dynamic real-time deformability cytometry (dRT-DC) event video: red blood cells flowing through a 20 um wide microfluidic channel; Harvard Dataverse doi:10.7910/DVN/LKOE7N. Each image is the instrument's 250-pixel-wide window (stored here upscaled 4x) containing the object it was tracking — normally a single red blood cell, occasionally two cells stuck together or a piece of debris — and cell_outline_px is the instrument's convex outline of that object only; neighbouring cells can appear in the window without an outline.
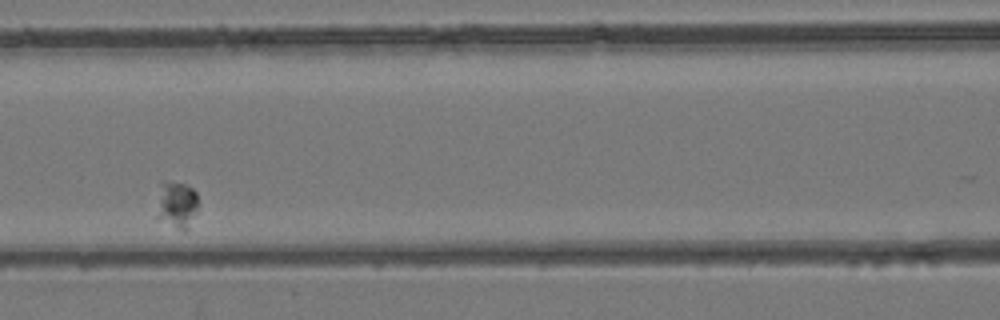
{"species": "common noctule bat (a hibernating species)", "species_latin": "Nyctalus noctula", "temperature_condition": "room temperature", "stored_images_in_passage": 3, "camera_frame_rate_fps": 3000, "um_per_image_px": 0.085, "animal": {"sex": "female", "body_mass_g": 24.6, "forearm_length_mm": 56.2}, "frame": {"image": 1, "passage_image": 3, "time_ms": 2.0, "image_size_px": [1000, 320], "cell_outline_px": [[196, 212], [188, 228], [184, 232], [156, 216], [160, 184], [164, 180], [168, 180], [184, 184], [192, 188], [196, 192]], "centroid_in_image_um": [15.01, 17.37], "position_along_channel_um": 151.6, "area_um2": 11.16}}